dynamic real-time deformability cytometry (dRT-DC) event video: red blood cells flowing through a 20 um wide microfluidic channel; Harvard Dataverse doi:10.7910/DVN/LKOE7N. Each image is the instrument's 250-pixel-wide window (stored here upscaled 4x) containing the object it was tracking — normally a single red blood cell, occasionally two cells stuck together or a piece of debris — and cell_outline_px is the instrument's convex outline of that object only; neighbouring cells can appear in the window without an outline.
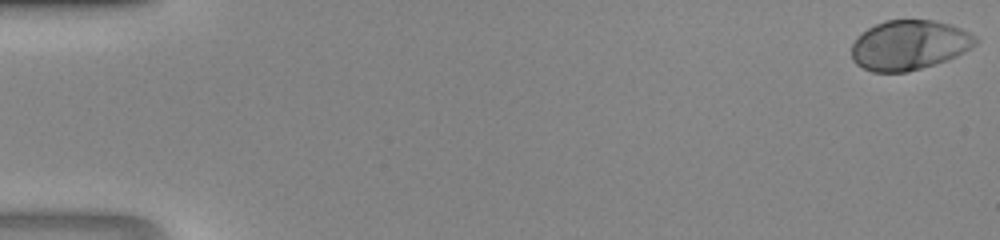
{"species": "human", "species_latin": "Homo sapiens", "temperature_condition": "room temperature", "stored_images_in_passage": 16, "camera_frame_rate_fps": 3000, "um_per_image_px": 0.085, "donor": {"sex": "male"}, "frame": {"image": 1, "passage_image": 1, "time_ms": 0.0, "image_size_px": [1000, 240], "cell_outline_px": [[980, 40], [976, 44], [964, 52], [956, 56], [908, 72], [872, 72], [856, 64], [852, 60], [852, 44], [868, 28], [884, 20], [932, 20], [952, 24], [976, 36]], "centroid_in_image_um": [77.29, 3.82], "position_along_channel_um": 7.7, "area_um2": 35.72}}
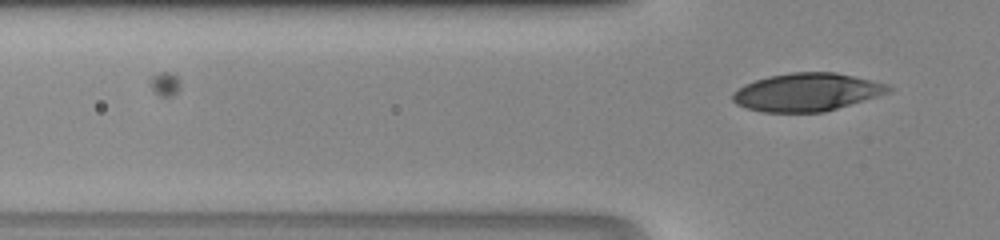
{"frame": {"image": 2, "passage_image": 16, "time_ms": 5.0, "image_size_px": [1000, 240], "cell_outline_px": [[892, 88], [888, 92], [876, 96], [824, 112], [760, 112], [736, 104], [732, 100], [732, 92], [744, 84], [768, 76], [792, 72], [836, 72], [888, 84]], "centroid_in_image_um": [68.53, 7.83], "position_along_channel_um": 57.3, "area_um2": 34.28}}